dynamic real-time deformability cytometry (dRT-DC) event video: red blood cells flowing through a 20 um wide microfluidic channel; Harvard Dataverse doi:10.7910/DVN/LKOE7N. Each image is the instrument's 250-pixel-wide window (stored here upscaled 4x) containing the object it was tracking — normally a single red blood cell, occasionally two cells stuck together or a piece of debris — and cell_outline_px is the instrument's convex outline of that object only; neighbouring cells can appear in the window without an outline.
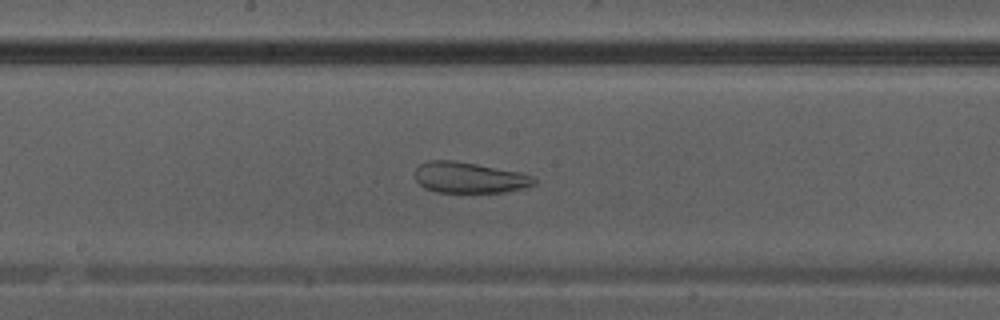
{"species": "Egyptian fruit bat (a non-hibernating species)", "species_latin": "Rousettus aegyptiacus", "temperature_condition": "warm", "stored_images_in_passage": 31, "segment_of_instrument_passage": [2, 2], "camera_frame_rate_fps": 3000, "um_per_image_px": 0.085, "animal": {"sex": "male"}, "frame": {"image": 1, "passage_image": 21, "time_ms": 6.667, "image_size_px": [1000, 320], "cell_outline_px": [[536, 184], [524, 188], [504, 192], [436, 192], [424, 188], [416, 180], [416, 168], [420, 164], [428, 160], [456, 160], [520, 172], [532, 176], [536, 180]], "centroid_in_image_um": [39.89, 15.09], "position_along_channel_um": 208.3, "area_um2": 21.5}}
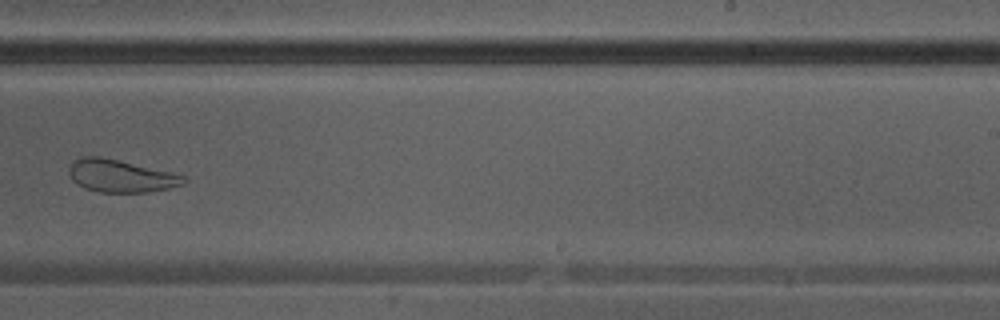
{"frame": {"image": 2, "passage_image": 25, "time_ms": 8.0, "image_size_px": [1000, 320], "cell_outline_px": [[188, 180], [184, 184], [168, 188], [148, 192], [100, 192], [84, 188], [76, 184], [72, 180], [68, 172], [68, 168], [72, 160], [84, 156], [100, 156], [172, 172], [184, 176]], "centroid_in_image_um": [10.23, 14.95], "position_along_channel_um": 278.8, "area_um2": 21.85}}